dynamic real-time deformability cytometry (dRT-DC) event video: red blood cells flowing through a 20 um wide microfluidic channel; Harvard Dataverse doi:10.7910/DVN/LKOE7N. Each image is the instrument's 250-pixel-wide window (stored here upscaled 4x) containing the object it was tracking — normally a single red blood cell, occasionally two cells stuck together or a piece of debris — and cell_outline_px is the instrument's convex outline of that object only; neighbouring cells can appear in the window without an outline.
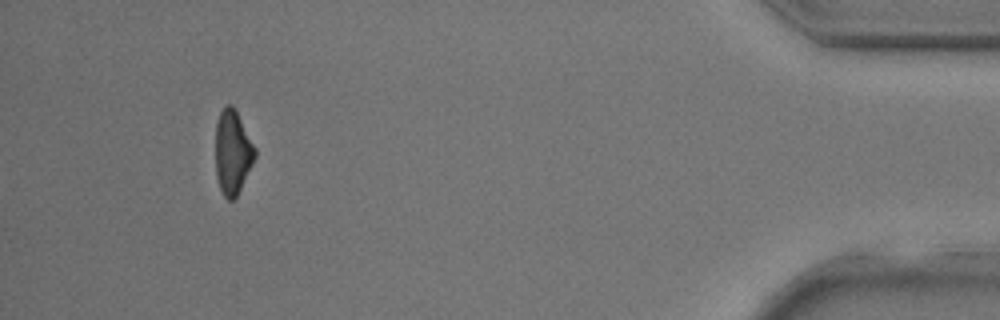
{"species": "common noctule bat (a hibernating species)", "species_latin": "Nyctalus noctula", "temperature_condition": "room temperature", "stored_images_in_passage": 35, "camera_frame_rate_fps": 3000, "um_per_image_px": 0.085, "animal": {"sex": "male", "body_mass_g": 17.9, "forearm_length_mm": 54.2}, "frame": {"image": 1, "passage_image": 35, "time_ms": 11.333, "image_size_px": [1000, 320], "cell_outline_px": [[256, 156], [236, 196], [232, 200], [228, 200], [224, 196], [220, 188], [216, 176], [216, 120], [220, 112], [228, 104], [232, 104], [256, 148]], "centroid_in_image_um": [19.76, 12.93], "position_along_channel_um": 415.4, "area_um2": 19.02}}